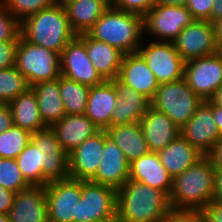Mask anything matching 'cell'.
<instances>
[{
    "label": "cell",
    "mask_w": 222,
    "mask_h": 222,
    "mask_svg": "<svg viewBox=\"0 0 222 222\" xmlns=\"http://www.w3.org/2000/svg\"><path fill=\"white\" fill-rule=\"evenodd\" d=\"M105 130H99L68 154L69 178L89 181L102 161Z\"/></svg>",
    "instance_id": "obj_16"
},
{
    "label": "cell",
    "mask_w": 222,
    "mask_h": 222,
    "mask_svg": "<svg viewBox=\"0 0 222 222\" xmlns=\"http://www.w3.org/2000/svg\"><path fill=\"white\" fill-rule=\"evenodd\" d=\"M90 87L60 76V95L66 115L85 114Z\"/></svg>",
    "instance_id": "obj_31"
},
{
    "label": "cell",
    "mask_w": 222,
    "mask_h": 222,
    "mask_svg": "<svg viewBox=\"0 0 222 222\" xmlns=\"http://www.w3.org/2000/svg\"><path fill=\"white\" fill-rule=\"evenodd\" d=\"M187 0H156V5L185 6Z\"/></svg>",
    "instance_id": "obj_50"
},
{
    "label": "cell",
    "mask_w": 222,
    "mask_h": 222,
    "mask_svg": "<svg viewBox=\"0 0 222 222\" xmlns=\"http://www.w3.org/2000/svg\"><path fill=\"white\" fill-rule=\"evenodd\" d=\"M209 100L216 106L222 107V85L216 90Z\"/></svg>",
    "instance_id": "obj_51"
},
{
    "label": "cell",
    "mask_w": 222,
    "mask_h": 222,
    "mask_svg": "<svg viewBox=\"0 0 222 222\" xmlns=\"http://www.w3.org/2000/svg\"><path fill=\"white\" fill-rule=\"evenodd\" d=\"M205 222H222V203L211 201L199 211Z\"/></svg>",
    "instance_id": "obj_42"
},
{
    "label": "cell",
    "mask_w": 222,
    "mask_h": 222,
    "mask_svg": "<svg viewBox=\"0 0 222 222\" xmlns=\"http://www.w3.org/2000/svg\"><path fill=\"white\" fill-rule=\"evenodd\" d=\"M0 222H10L9 216L4 213H0Z\"/></svg>",
    "instance_id": "obj_52"
},
{
    "label": "cell",
    "mask_w": 222,
    "mask_h": 222,
    "mask_svg": "<svg viewBox=\"0 0 222 222\" xmlns=\"http://www.w3.org/2000/svg\"><path fill=\"white\" fill-rule=\"evenodd\" d=\"M144 33L143 16L112 6L87 31L91 38L117 48L124 55L138 51Z\"/></svg>",
    "instance_id": "obj_3"
},
{
    "label": "cell",
    "mask_w": 222,
    "mask_h": 222,
    "mask_svg": "<svg viewBox=\"0 0 222 222\" xmlns=\"http://www.w3.org/2000/svg\"><path fill=\"white\" fill-rule=\"evenodd\" d=\"M31 132L12 125L0 134V158L16 159L31 141Z\"/></svg>",
    "instance_id": "obj_34"
},
{
    "label": "cell",
    "mask_w": 222,
    "mask_h": 222,
    "mask_svg": "<svg viewBox=\"0 0 222 222\" xmlns=\"http://www.w3.org/2000/svg\"><path fill=\"white\" fill-rule=\"evenodd\" d=\"M213 3L214 0H187L185 6L195 20H208L211 22Z\"/></svg>",
    "instance_id": "obj_39"
},
{
    "label": "cell",
    "mask_w": 222,
    "mask_h": 222,
    "mask_svg": "<svg viewBox=\"0 0 222 222\" xmlns=\"http://www.w3.org/2000/svg\"><path fill=\"white\" fill-rule=\"evenodd\" d=\"M61 75L89 87L102 84L105 80L96 71L88 57L85 33L76 35L60 55Z\"/></svg>",
    "instance_id": "obj_12"
},
{
    "label": "cell",
    "mask_w": 222,
    "mask_h": 222,
    "mask_svg": "<svg viewBox=\"0 0 222 222\" xmlns=\"http://www.w3.org/2000/svg\"><path fill=\"white\" fill-rule=\"evenodd\" d=\"M157 154L160 162L173 178L205 157L181 135Z\"/></svg>",
    "instance_id": "obj_25"
},
{
    "label": "cell",
    "mask_w": 222,
    "mask_h": 222,
    "mask_svg": "<svg viewBox=\"0 0 222 222\" xmlns=\"http://www.w3.org/2000/svg\"><path fill=\"white\" fill-rule=\"evenodd\" d=\"M144 32L160 41L173 42L195 19L186 6L155 5L144 16Z\"/></svg>",
    "instance_id": "obj_10"
},
{
    "label": "cell",
    "mask_w": 222,
    "mask_h": 222,
    "mask_svg": "<svg viewBox=\"0 0 222 222\" xmlns=\"http://www.w3.org/2000/svg\"><path fill=\"white\" fill-rule=\"evenodd\" d=\"M56 1H57V3L63 4L64 2H66V1H68V0H56Z\"/></svg>",
    "instance_id": "obj_53"
},
{
    "label": "cell",
    "mask_w": 222,
    "mask_h": 222,
    "mask_svg": "<svg viewBox=\"0 0 222 222\" xmlns=\"http://www.w3.org/2000/svg\"><path fill=\"white\" fill-rule=\"evenodd\" d=\"M171 212L169 197L147 184L128 179L117 190L116 222H164Z\"/></svg>",
    "instance_id": "obj_1"
},
{
    "label": "cell",
    "mask_w": 222,
    "mask_h": 222,
    "mask_svg": "<svg viewBox=\"0 0 222 222\" xmlns=\"http://www.w3.org/2000/svg\"><path fill=\"white\" fill-rule=\"evenodd\" d=\"M212 201L222 203V170H214Z\"/></svg>",
    "instance_id": "obj_46"
},
{
    "label": "cell",
    "mask_w": 222,
    "mask_h": 222,
    "mask_svg": "<svg viewBox=\"0 0 222 222\" xmlns=\"http://www.w3.org/2000/svg\"><path fill=\"white\" fill-rule=\"evenodd\" d=\"M13 125L12 112L8 103H0V134Z\"/></svg>",
    "instance_id": "obj_44"
},
{
    "label": "cell",
    "mask_w": 222,
    "mask_h": 222,
    "mask_svg": "<svg viewBox=\"0 0 222 222\" xmlns=\"http://www.w3.org/2000/svg\"><path fill=\"white\" fill-rule=\"evenodd\" d=\"M49 222H73L81 199V180L67 178L49 182L45 187Z\"/></svg>",
    "instance_id": "obj_13"
},
{
    "label": "cell",
    "mask_w": 222,
    "mask_h": 222,
    "mask_svg": "<svg viewBox=\"0 0 222 222\" xmlns=\"http://www.w3.org/2000/svg\"><path fill=\"white\" fill-rule=\"evenodd\" d=\"M8 105L12 112L13 125L31 133L47 127L40 116L37 98L31 87Z\"/></svg>",
    "instance_id": "obj_30"
},
{
    "label": "cell",
    "mask_w": 222,
    "mask_h": 222,
    "mask_svg": "<svg viewBox=\"0 0 222 222\" xmlns=\"http://www.w3.org/2000/svg\"><path fill=\"white\" fill-rule=\"evenodd\" d=\"M20 22L0 3V42L18 41Z\"/></svg>",
    "instance_id": "obj_37"
},
{
    "label": "cell",
    "mask_w": 222,
    "mask_h": 222,
    "mask_svg": "<svg viewBox=\"0 0 222 222\" xmlns=\"http://www.w3.org/2000/svg\"><path fill=\"white\" fill-rule=\"evenodd\" d=\"M16 161L24 179L30 186L45 187L49 183L42 174V165H39L38 147L31 141L17 156Z\"/></svg>",
    "instance_id": "obj_32"
},
{
    "label": "cell",
    "mask_w": 222,
    "mask_h": 222,
    "mask_svg": "<svg viewBox=\"0 0 222 222\" xmlns=\"http://www.w3.org/2000/svg\"><path fill=\"white\" fill-rule=\"evenodd\" d=\"M31 142L38 147L39 165H42V174L49 182L69 178L68 154L52 127L33 132Z\"/></svg>",
    "instance_id": "obj_11"
},
{
    "label": "cell",
    "mask_w": 222,
    "mask_h": 222,
    "mask_svg": "<svg viewBox=\"0 0 222 222\" xmlns=\"http://www.w3.org/2000/svg\"><path fill=\"white\" fill-rule=\"evenodd\" d=\"M212 115L222 137V107L216 106L212 103Z\"/></svg>",
    "instance_id": "obj_48"
},
{
    "label": "cell",
    "mask_w": 222,
    "mask_h": 222,
    "mask_svg": "<svg viewBox=\"0 0 222 222\" xmlns=\"http://www.w3.org/2000/svg\"><path fill=\"white\" fill-rule=\"evenodd\" d=\"M31 86L26 77L15 67L0 70V103H9Z\"/></svg>",
    "instance_id": "obj_33"
},
{
    "label": "cell",
    "mask_w": 222,
    "mask_h": 222,
    "mask_svg": "<svg viewBox=\"0 0 222 222\" xmlns=\"http://www.w3.org/2000/svg\"><path fill=\"white\" fill-rule=\"evenodd\" d=\"M129 179L163 191L168 197L173 186V177L160 162L158 154L152 151L130 163Z\"/></svg>",
    "instance_id": "obj_21"
},
{
    "label": "cell",
    "mask_w": 222,
    "mask_h": 222,
    "mask_svg": "<svg viewBox=\"0 0 222 222\" xmlns=\"http://www.w3.org/2000/svg\"><path fill=\"white\" fill-rule=\"evenodd\" d=\"M38 102L40 116L47 127H52L66 113L60 95V77L31 86Z\"/></svg>",
    "instance_id": "obj_28"
},
{
    "label": "cell",
    "mask_w": 222,
    "mask_h": 222,
    "mask_svg": "<svg viewBox=\"0 0 222 222\" xmlns=\"http://www.w3.org/2000/svg\"><path fill=\"white\" fill-rule=\"evenodd\" d=\"M180 135L205 156L221 138L212 115V102L203 100L193 117L180 128Z\"/></svg>",
    "instance_id": "obj_15"
},
{
    "label": "cell",
    "mask_w": 222,
    "mask_h": 222,
    "mask_svg": "<svg viewBox=\"0 0 222 222\" xmlns=\"http://www.w3.org/2000/svg\"><path fill=\"white\" fill-rule=\"evenodd\" d=\"M16 193L5 189L0 185V213H9L15 198Z\"/></svg>",
    "instance_id": "obj_43"
},
{
    "label": "cell",
    "mask_w": 222,
    "mask_h": 222,
    "mask_svg": "<svg viewBox=\"0 0 222 222\" xmlns=\"http://www.w3.org/2000/svg\"><path fill=\"white\" fill-rule=\"evenodd\" d=\"M72 30L87 33L111 6L110 0H68L63 3Z\"/></svg>",
    "instance_id": "obj_26"
},
{
    "label": "cell",
    "mask_w": 222,
    "mask_h": 222,
    "mask_svg": "<svg viewBox=\"0 0 222 222\" xmlns=\"http://www.w3.org/2000/svg\"><path fill=\"white\" fill-rule=\"evenodd\" d=\"M214 168L205 156L173 178L169 195L172 211L199 212L212 201Z\"/></svg>",
    "instance_id": "obj_2"
},
{
    "label": "cell",
    "mask_w": 222,
    "mask_h": 222,
    "mask_svg": "<svg viewBox=\"0 0 222 222\" xmlns=\"http://www.w3.org/2000/svg\"><path fill=\"white\" fill-rule=\"evenodd\" d=\"M0 3L21 23L25 18L54 6L56 0H0Z\"/></svg>",
    "instance_id": "obj_36"
},
{
    "label": "cell",
    "mask_w": 222,
    "mask_h": 222,
    "mask_svg": "<svg viewBox=\"0 0 222 222\" xmlns=\"http://www.w3.org/2000/svg\"><path fill=\"white\" fill-rule=\"evenodd\" d=\"M20 35L28 42L51 49L61 55L77 35L71 28L63 4L42 9L20 23Z\"/></svg>",
    "instance_id": "obj_4"
},
{
    "label": "cell",
    "mask_w": 222,
    "mask_h": 222,
    "mask_svg": "<svg viewBox=\"0 0 222 222\" xmlns=\"http://www.w3.org/2000/svg\"><path fill=\"white\" fill-rule=\"evenodd\" d=\"M117 190L81 180V199L73 222H116Z\"/></svg>",
    "instance_id": "obj_7"
},
{
    "label": "cell",
    "mask_w": 222,
    "mask_h": 222,
    "mask_svg": "<svg viewBox=\"0 0 222 222\" xmlns=\"http://www.w3.org/2000/svg\"><path fill=\"white\" fill-rule=\"evenodd\" d=\"M8 216L10 222H49L44 187L30 186L16 193Z\"/></svg>",
    "instance_id": "obj_20"
},
{
    "label": "cell",
    "mask_w": 222,
    "mask_h": 222,
    "mask_svg": "<svg viewBox=\"0 0 222 222\" xmlns=\"http://www.w3.org/2000/svg\"><path fill=\"white\" fill-rule=\"evenodd\" d=\"M130 162L124 156L122 150L108 137L105 130V143L96 174L89 180L91 182L106 185L116 190L120 189L129 179Z\"/></svg>",
    "instance_id": "obj_17"
},
{
    "label": "cell",
    "mask_w": 222,
    "mask_h": 222,
    "mask_svg": "<svg viewBox=\"0 0 222 222\" xmlns=\"http://www.w3.org/2000/svg\"><path fill=\"white\" fill-rule=\"evenodd\" d=\"M202 100H209L222 85V51L185 62L184 76Z\"/></svg>",
    "instance_id": "obj_9"
},
{
    "label": "cell",
    "mask_w": 222,
    "mask_h": 222,
    "mask_svg": "<svg viewBox=\"0 0 222 222\" xmlns=\"http://www.w3.org/2000/svg\"><path fill=\"white\" fill-rule=\"evenodd\" d=\"M202 101L182 78L174 82L160 84L151 100V107L164 113L181 128L193 117Z\"/></svg>",
    "instance_id": "obj_6"
},
{
    "label": "cell",
    "mask_w": 222,
    "mask_h": 222,
    "mask_svg": "<svg viewBox=\"0 0 222 222\" xmlns=\"http://www.w3.org/2000/svg\"><path fill=\"white\" fill-rule=\"evenodd\" d=\"M214 39L219 51H222V17L212 21Z\"/></svg>",
    "instance_id": "obj_47"
},
{
    "label": "cell",
    "mask_w": 222,
    "mask_h": 222,
    "mask_svg": "<svg viewBox=\"0 0 222 222\" xmlns=\"http://www.w3.org/2000/svg\"><path fill=\"white\" fill-rule=\"evenodd\" d=\"M0 185L15 193L30 187L24 179L16 159L0 158Z\"/></svg>",
    "instance_id": "obj_35"
},
{
    "label": "cell",
    "mask_w": 222,
    "mask_h": 222,
    "mask_svg": "<svg viewBox=\"0 0 222 222\" xmlns=\"http://www.w3.org/2000/svg\"><path fill=\"white\" fill-rule=\"evenodd\" d=\"M15 67L26 77L30 86L61 76L60 54L32 44L21 35L16 49Z\"/></svg>",
    "instance_id": "obj_5"
},
{
    "label": "cell",
    "mask_w": 222,
    "mask_h": 222,
    "mask_svg": "<svg viewBox=\"0 0 222 222\" xmlns=\"http://www.w3.org/2000/svg\"><path fill=\"white\" fill-rule=\"evenodd\" d=\"M148 43L145 47L141 44L137 52L146 61L159 85L182 79L185 61L175 49L173 42L153 40Z\"/></svg>",
    "instance_id": "obj_8"
},
{
    "label": "cell",
    "mask_w": 222,
    "mask_h": 222,
    "mask_svg": "<svg viewBox=\"0 0 222 222\" xmlns=\"http://www.w3.org/2000/svg\"><path fill=\"white\" fill-rule=\"evenodd\" d=\"M118 79L150 101L159 86L154 73L138 52L123 56Z\"/></svg>",
    "instance_id": "obj_19"
},
{
    "label": "cell",
    "mask_w": 222,
    "mask_h": 222,
    "mask_svg": "<svg viewBox=\"0 0 222 222\" xmlns=\"http://www.w3.org/2000/svg\"><path fill=\"white\" fill-rule=\"evenodd\" d=\"M156 5V0H111V6L144 16Z\"/></svg>",
    "instance_id": "obj_38"
},
{
    "label": "cell",
    "mask_w": 222,
    "mask_h": 222,
    "mask_svg": "<svg viewBox=\"0 0 222 222\" xmlns=\"http://www.w3.org/2000/svg\"><path fill=\"white\" fill-rule=\"evenodd\" d=\"M164 222H205L200 212L172 211Z\"/></svg>",
    "instance_id": "obj_41"
},
{
    "label": "cell",
    "mask_w": 222,
    "mask_h": 222,
    "mask_svg": "<svg viewBox=\"0 0 222 222\" xmlns=\"http://www.w3.org/2000/svg\"><path fill=\"white\" fill-rule=\"evenodd\" d=\"M85 45L88 57L101 77L104 80L118 78L124 54L105 42L91 38L87 33Z\"/></svg>",
    "instance_id": "obj_27"
},
{
    "label": "cell",
    "mask_w": 222,
    "mask_h": 222,
    "mask_svg": "<svg viewBox=\"0 0 222 222\" xmlns=\"http://www.w3.org/2000/svg\"><path fill=\"white\" fill-rule=\"evenodd\" d=\"M52 128L67 154L100 130L85 114L65 115Z\"/></svg>",
    "instance_id": "obj_24"
},
{
    "label": "cell",
    "mask_w": 222,
    "mask_h": 222,
    "mask_svg": "<svg viewBox=\"0 0 222 222\" xmlns=\"http://www.w3.org/2000/svg\"><path fill=\"white\" fill-rule=\"evenodd\" d=\"M114 87L117 93V102L112 111L110 127L140 122L142 116L151 106V101L122 83L118 78L114 79Z\"/></svg>",
    "instance_id": "obj_18"
},
{
    "label": "cell",
    "mask_w": 222,
    "mask_h": 222,
    "mask_svg": "<svg viewBox=\"0 0 222 222\" xmlns=\"http://www.w3.org/2000/svg\"><path fill=\"white\" fill-rule=\"evenodd\" d=\"M117 102V93L113 80H105L102 84L90 87L85 115L100 130L110 127L112 111Z\"/></svg>",
    "instance_id": "obj_23"
},
{
    "label": "cell",
    "mask_w": 222,
    "mask_h": 222,
    "mask_svg": "<svg viewBox=\"0 0 222 222\" xmlns=\"http://www.w3.org/2000/svg\"><path fill=\"white\" fill-rule=\"evenodd\" d=\"M149 151L159 152L180 135V128L164 113L149 107L140 120Z\"/></svg>",
    "instance_id": "obj_22"
},
{
    "label": "cell",
    "mask_w": 222,
    "mask_h": 222,
    "mask_svg": "<svg viewBox=\"0 0 222 222\" xmlns=\"http://www.w3.org/2000/svg\"><path fill=\"white\" fill-rule=\"evenodd\" d=\"M106 132L130 163L149 152L139 122L112 126L107 128Z\"/></svg>",
    "instance_id": "obj_29"
},
{
    "label": "cell",
    "mask_w": 222,
    "mask_h": 222,
    "mask_svg": "<svg viewBox=\"0 0 222 222\" xmlns=\"http://www.w3.org/2000/svg\"><path fill=\"white\" fill-rule=\"evenodd\" d=\"M18 41L0 42V70L15 66Z\"/></svg>",
    "instance_id": "obj_40"
},
{
    "label": "cell",
    "mask_w": 222,
    "mask_h": 222,
    "mask_svg": "<svg viewBox=\"0 0 222 222\" xmlns=\"http://www.w3.org/2000/svg\"><path fill=\"white\" fill-rule=\"evenodd\" d=\"M222 17V0H214L211 9V22Z\"/></svg>",
    "instance_id": "obj_49"
},
{
    "label": "cell",
    "mask_w": 222,
    "mask_h": 222,
    "mask_svg": "<svg viewBox=\"0 0 222 222\" xmlns=\"http://www.w3.org/2000/svg\"><path fill=\"white\" fill-rule=\"evenodd\" d=\"M173 44L185 62L219 51L214 39L212 22L208 20H194L179 33Z\"/></svg>",
    "instance_id": "obj_14"
},
{
    "label": "cell",
    "mask_w": 222,
    "mask_h": 222,
    "mask_svg": "<svg viewBox=\"0 0 222 222\" xmlns=\"http://www.w3.org/2000/svg\"><path fill=\"white\" fill-rule=\"evenodd\" d=\"M214 169L222 170V137L216 142V145L206 155Z\"/></svg>",
    "instance_id": "obj_45"
}]
</instances>
